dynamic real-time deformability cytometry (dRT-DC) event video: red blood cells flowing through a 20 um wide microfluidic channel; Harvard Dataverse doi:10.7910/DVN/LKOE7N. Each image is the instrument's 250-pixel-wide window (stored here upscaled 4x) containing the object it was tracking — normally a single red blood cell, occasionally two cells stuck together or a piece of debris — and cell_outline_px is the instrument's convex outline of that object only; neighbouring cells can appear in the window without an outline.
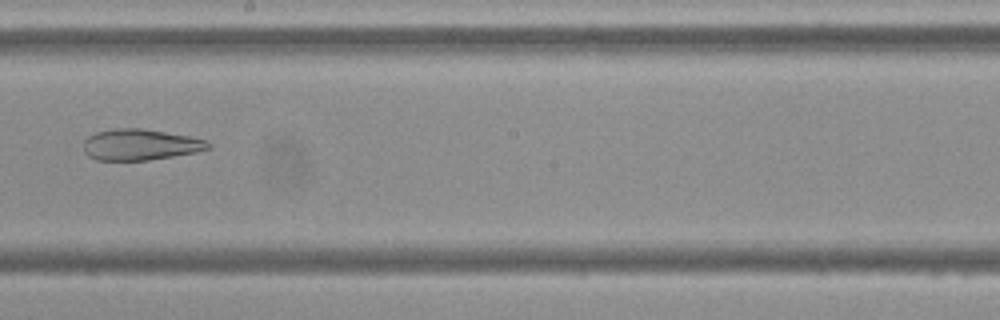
{"species": "Egyptian fruit bat (a non-hibernating species)", "species_latin": "Rousettus aegyptiacus", "temperature_condition": "cold", "stored_images_in_passage": 11, "camera_frame_rate_fps": 3000, "um_per_image_px": 0.085, "frame": {"image": 1, "passage_image": 5, "time_ms": 4.667, "image_size_px": [1000, 320], "cell_outline_px": [[212, 148], [196, 152], [148, 160], [96, 160], [88, 156], [84, 152], [84, 140], [88, 136], [96, 132], [112, 128], [140, 128], [188, 136], [208, 140], [212, 144]], "centroid_in_image_um": [11.92, 12.29], "position_along_channel_um": 236.3, "area_um2": 22.66}}
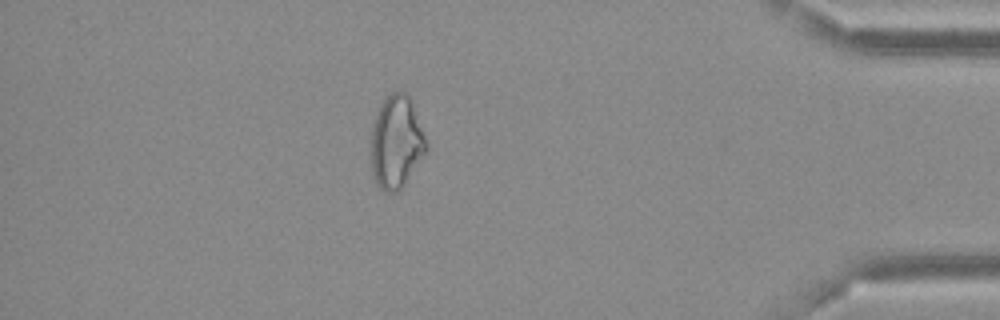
{"frame": {"image": 2, "passage_image": 10, "time_ms": 10.333, "image_size_px": [1000, 320], "cell_outline_px": [[428, 148], [404, 184], [396, 192], [384, 192], [376, 184], [372, 172], [372, 128], [380, 104], [396, 88], [404, 92], [412, 100], [428, 144]], "centroid_in_image_um": [33.7, 12.05], "position_along_channel_um": 401.5, "area_um2": 29.65}, "authors_computed_cell_mechanics": {"area_um2": 25.5476, "velocity_mm_per_s": 3.6649, "shape_relaxation_time_tau1_ms": null, "shape_relaxation_time_tau2_ms": 4.5455, "deformation_change_tau1": null, "deformation_change_tau2": 0.1282}}